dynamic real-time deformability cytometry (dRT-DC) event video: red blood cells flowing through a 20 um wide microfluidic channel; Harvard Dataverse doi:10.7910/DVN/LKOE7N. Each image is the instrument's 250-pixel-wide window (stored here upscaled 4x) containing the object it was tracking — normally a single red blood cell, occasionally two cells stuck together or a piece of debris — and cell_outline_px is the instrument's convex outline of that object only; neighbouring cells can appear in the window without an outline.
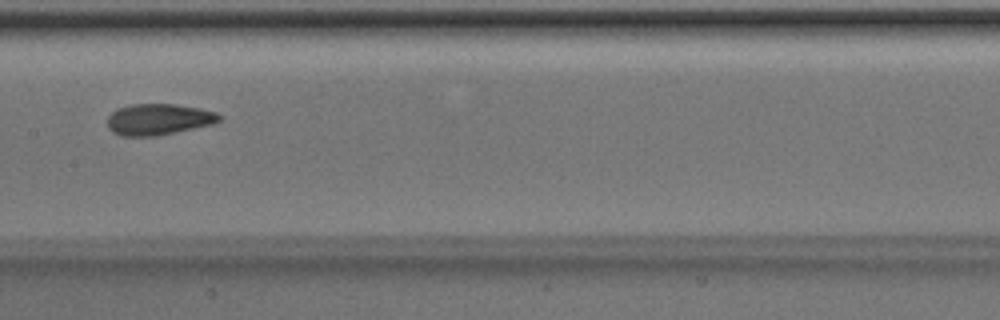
{"species": "Egyptian fruit bat (a non-hibernating species)", "species_latin": "Rousettus aegyptiacus", "temperature_condition": "room temperature", "stored_images_in_passage": 51, "camera_frame_rate_fps": 3000, "um_per_image_px": 0.085, "animal": {"sex": "male"}, "frame": {"image": 1, "passage_image": 26, "time_ms": 8.333, "image_size_px": [1000, 320], "cell_outline_px": [[220, 120], [212, 124], [176, 132], [156, 136], [124, 136], [112, 132], [108, 128], [108, 116], [116, 108], [132, 104], [176, 104], [200, 108], [216, 112], [220, 116]], "centroid_in_image_um": [13.45, 10.14], "position_along_channel_um": 193.9, "area_um2": 20.35}}
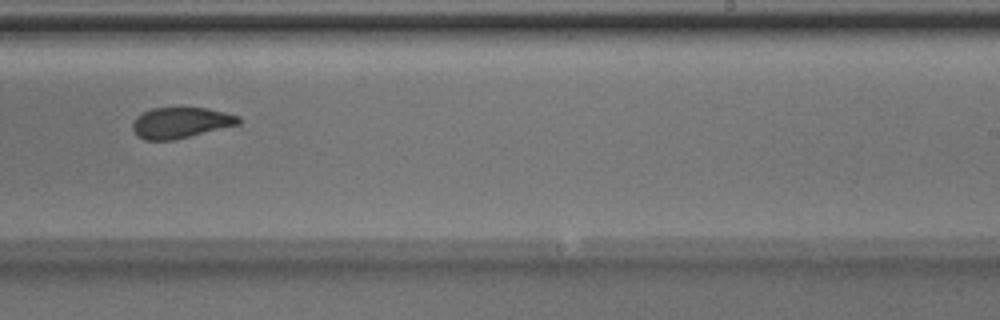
{"frame": {"image": 2, "passage_image": 32, "time_ms": 10.333, "image_size_px": [1000, 320], "cell_outline_px": [[240, 124], [176, 140], [144, 140], [132, 128], [132, 124], [136, 116], [152, 108], [208, 108], [240, 116]], "centroid_in_image_um": [15.38, 10.43], "position_along_channel_um": 273.6, "area_um2": 19.02}}
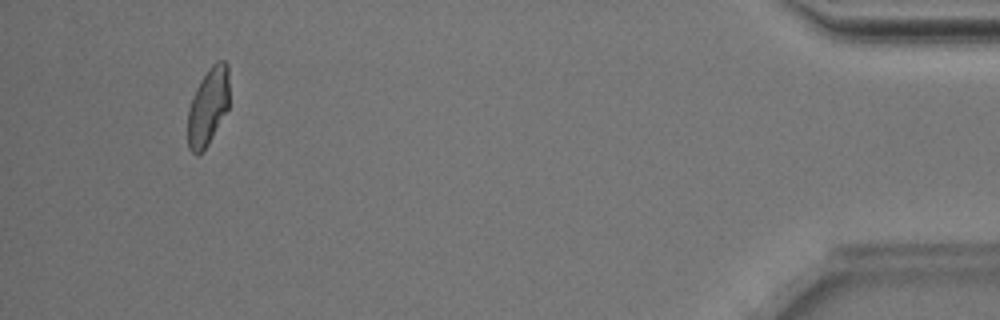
{"frame": {"image": 3, "passage_image": 48, "time_ms": 15.667, "image_size_px": [1000, 320], "cell_outline_px": [[228, 108], [208, 144], [196, 156], [188, 148], [188, 108], [192, 96], [196, 88], [208, 68], [216, 60], [224, 60], [228, 64]], "centroid_in_image_um": [17.67, 9.03], "position_along_channel_um": 417.5, "area_um2": 18.67}, "authors_computed_cell_mechanics": {"area_um2": 20.1144, "velocity_mm_per_s": 4.0082, "shape_relaxation_time_tau1_ms": 4.4766, "shape_relaxation_time_tau2_ms": 1.5076, "deformation_change_tau1": 0.1349, "deformation_change_tau2": 0.0817}}